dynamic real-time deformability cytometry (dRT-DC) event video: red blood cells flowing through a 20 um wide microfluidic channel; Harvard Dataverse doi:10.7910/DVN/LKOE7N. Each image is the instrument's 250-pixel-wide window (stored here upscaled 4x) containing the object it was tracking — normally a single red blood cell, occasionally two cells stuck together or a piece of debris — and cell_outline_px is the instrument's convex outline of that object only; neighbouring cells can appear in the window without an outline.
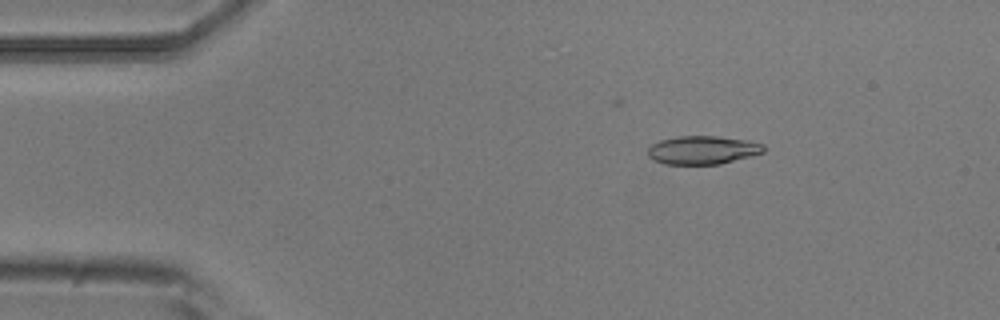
{"species": "common noctule bat (a hibernating species)", "species_latin": "Nyctalus noctula", "temperature_condition": "room temperature", "stored_images_in_passage": 48, "camera_frame_rate_fps": 3000, "um_per_image_px": 0.085, "animal": {"sex": "male", "body_mass_g": 20.5, "forearm_length_mm": 52.5}, "frame": {"image": 1, "passage_image": 8, "time_ms": 2.333, "image_size_px": [1000, 320], "cell_outline_px": [[764, 152], [720, 164], [664, 164], [652, 160], [648, 156], [648, 148], [652, 144], [660, 140], [680, 136], [716, 136], [748, 140], [764, 144]], "centroid_in_image_um": [59.7, 12.75], "position_along_channel_um": 25.3, "area_um2": 19.13}}
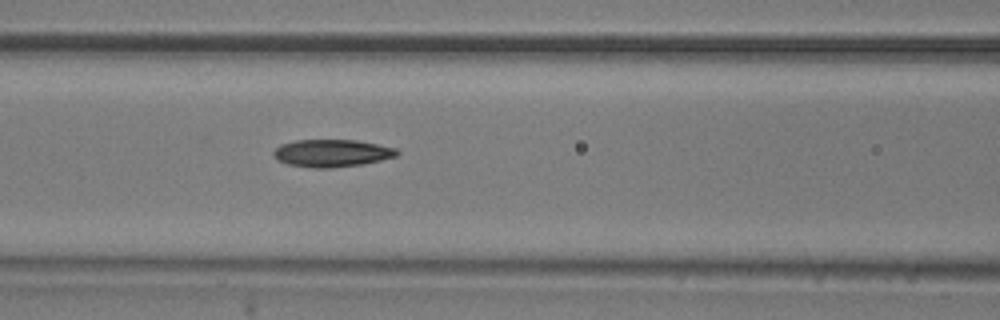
{"frame": {"image": 2, "passage_image": 22, "time_ms": 7.0, "image_size_px": [1000, 320], "cell_outline_px": [[400, 152], [396, 156], [380, 160], [360, 164], [332, 168], [312, 168], [288, 164], [280, 160], [272, 152], [280, 144], [296, 140], [356, 140], [396, 148]], "centroid_in_image_um": [28.21, 13.01], "position_along_channel_um": 138.4, "area_um2": 19.54}}
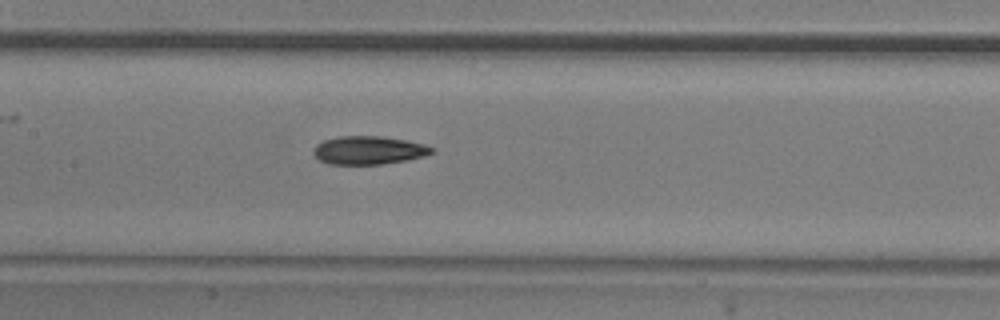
{"frame": {"image": 3, "passage_image": 25, "time_ms": 8.0, "image_size_px": [1000, 320], "cell_outline_px": [[436, 152], [424, 156], [408, 160], [380, 164], [328, 164], [320, 160], [312, 152], [312, 148], [316, 144], [324, 140], [340, 136], [380, 136], [404, 140], [424, 144], [436, 148]], "centroid_in_image_um": [31.35, 12.77], "position_along_channel_um": 176.0, "area_um2": 19.59}}